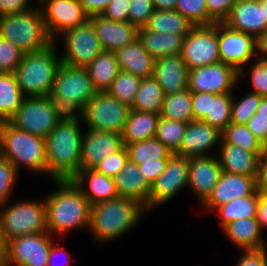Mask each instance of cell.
Returning a JSON list of instances; mask_svg holds the SVG:
<instances>
[{
	"mask_svg": "<svg viewBox=\"0 0 267 266\" xmlns=\"http://www.w3.org/2000/svg\"><path fill=\"white\" fill-rule=\"evenodd\" d=\"M256 114H258V117L267 120V97H262Z\"/></svg>",
	"mask_w": 267,
	"mask_h": 266,
	"instance_id": "obj_65",
	"label": "cell"
},
{
	"mask_svg": "<svg viewBox=\"0 0 267 266\" xmlns=\"http://www.w3.org/2000/svg\"><path fill=\"white\" fill-rule=\"evenodd\" d=\"M71 180L80 188L91 206L118 197L114 178L95 169H81ZM84 184L88 185L87 189Z\"/></svg>",
	"mask_w": 267,
	"mask_h": 266,
	"instance_id": "obj_26",
	"label": "cell"
},
{
	"mask_svg": "<svg viewBox=\"0 0 267 266\" xmlns=\"http://www.w3.org/2000/svg\"><path fill=\"white\" fill-rule=\"evenodd\" d=\"M128 160V152L125 145L117 152L107 155L95 170L103 175L114 178L125 166Z\"/></svg>",
	"mask_w": 267,
	"mask_h": 266,
	"instance_id": "obj_48",
	"label": "cell"
},
{
	"mask_svg": "<svg viewBox=\"0 0 267 266\" xmlns=\"http://www.w3.org/2000/svg\"><path fill=\"white\" fill-rule=\"evenodd\" d=\"M193 120H203L209 112L210 93L192 92Z\"/></svg>",
	"mask_w": 267,
	"mask_h": 266,
	"instance_id": "obj_53",
	"label": "cell"
},
{
	"mask_svg": "<svg viewBox=\"0 0 267 266\" xmlns=\"http://www.w3.org/2000/svg\"><path fill=\"white\" fill-rule=\"evenodd\" d=\"M262 230L267 227V195L258 192V208L256 213Z\"/></svg>",
	"mask_w": 267,
	"mask_h": 266,
	"instance_id": "obj_60",
	"label": "cell"
},
{
	"mask_svg": "<svg viewBox=\"0 0 267 266\" xmlns=\"http://www.w3.org/2000/svg\"><path fill=\"white\" fill-rule=\"evenodd\" d=\"M223 233L233 244L242 250H257L266 248L263 241V230L256 217L242 218L225 225Z\"/></svg>",
	"mask_w": 267,
	"mask_h": 266,
	"instance_id": "obj_28",
	"label": "cell"
},
{
	"mask_svg": "<svg viewBox=\"0 0 267 266\" xmlns=\"http://www.w3.org/2000/svg\"><path fill=\"white\" fill-rule=\"evenodd\" d=\"M38 1V0H37ZM34 8L29 5V0H0V17L17 14Z\"/></svg>",
	"mask_w": 267,
	"mask_h": 266,
	"instance_id": "obj_56",
	"label": "cell"
},
{
	"mask_svg": "<svg viewBox=\"0 0 267 266\" xmlns=\"http://www.w3.org/2000/svg\"><path fill=\"white\" fill-rule=\"evenodd\" d=\"M243 252L236 266H267V248Z\"/></svg>",
	"mask_w": 267,
	"mask_h": 266,
	"instance_id": "obj_55",
	"label": "cell"
},
{
	"mask_svg": "<svg viewBox=\"0 0 267 266\" xmlns=\"http://www.w3.org/2000/svg\"><path fill=\"white\" fill-rule=\"evenodd\" d=\"M257 192V177L222 172L212 194L202 204L214 211L219 206L234 199L252 196Z\"/></svg>",
	"mask_w": 267,
	"mask_h": 266,
	"instance_id": "obj_18",
	"label": "cell"
},
{
	"mask_svg": "<svg viewBox=\"0 0 267 266\" xmlns=\"http://www.w3.org/2000/svg\"><path fill=\"white\" fill-rule=\"evenodd\" d=\"M221 143L237 145L260 156L265 146L245 124L230 123L221 132Z\"/></svg>",
	"mask_w": 267,
	"mask_h": 266,
	"instance_id": "obj_39",
	"label": "cell"
},
{
	"mask_svg": "<svg viewBox=\"0 0 267 266\" xmlns=\"http://www.w3.org/2000/svg\"><path fill=\"white\" fill-rule=\"evenodd\" d=\"M175 10L186 17L194 26L215 24L208 16L206 0H177Z\"/></svg>",
	"mask_w": 267,
	"mask_h": 266,
	"instance_id": "obj_43",
	"label": "cell"
},
{
	"mask_svg": "<svg viewBox=\"0 0 267 266\" xmlns=\"http://www.w3.org/2000/svg\"><path fill=\"white\" fill-rule=\"evenodd\" d=\"M24 97L14 73H0V122L13 116Z\"/></svg>",
	"mask_w": 267,
	"mask_h": 266,
	"instance_id": "obj_35",
	"label": "cell"
},
{
	"mask_svg": "<svg viewBox=\"0 0 267 266\" xmlns=\"http://www.w3.org/2000/svg\"><path fill=\"white\" fill-rule=\"evenodd\" d=\"M51 93L65 98V102L78 104L84 109L97 90L94 88L86 67H74L61 63L55 74Z\"/></svg>",
	"mask_w": 267,
	"mask_h": 266,
	"instance_id": "obj_12",
	"label": "cell"
},
{
	"mask_svg": "<svg viewBox=\"0 0 267 266\" xmlns=\"http://www.w3.org/2000/svg\"><path fill=\"white\" fill-rule=\"evenodd\" d=\"M130 0H111L101 15L111 21L126 22L129 16Z\"/></svg>",
	"mask_w": 267,
	"mask_h": 266,
	"instance_id": "obj_52",
	"label": "cell"
},
{
	"mask_svg": "<svg viewBox=\"0 0 267 266\" xmlns=\"http://www.w3.org/2000/svg\"><path fill=\"white\" fill-rule=\"evenodd\" d=\"M23 55L18 46L0 37V73H14Z\"/></svg>",
	"mask_w": 267,
	"mask_h": 266,
	"instance_id": "obj_47",
	"label": "cell"
},
{
	"mask_svg": "<svg viewBox=\"0 0 267 266\" xmlns=\"http://www.w3.org/2000/svg\"><path fill=\"white\" fill-rule=\"evenodd\" d=\"M232 101L233 92L210 93L209 112L202 121L222 132L230 124Z\"/></svg>",
	"mask_w": 267,
	"mask_h": 266,
	"instance_id": "obj_40",
	"label": "cell"
},
{
	"mask_svg": "<svg viewBox=\"0 0 267 266\" xmlns=\"http://www.w3.org/2000/svg\"><path fill=\"white\" fill-rule=\"evenodd\" d=\"M86 69L97 92L107 91L120 72L115 52L104 50Z\"/></svg>",
	"mask_w": 267,
	"mask_h": 266,
	"instance_id": "obj_32",
	"label": "cell"
},
{
	"mask_svg": "<svg viewBox=\"0 0 267 266\" xmlns=\"http://www.w3.org/2000/svg\"><path fill=\"white\" fill-rule=\"evenodd\" d=\"M145 208L132 199L116 197L91 206L90 235L95 241H112L140 222Z\"/></svg>",
	"mask_w": 267,
	"mask_h": 266,
	"instance_id": "obj_3",
	"label": "cell"
},
{
	"mask_svg": "<svg viewBox=\"0 0 267 266\" xmlns=\"http://www.w3.org/2000/svg\"><path fill=\"white\" fill-rule=\"evenodd\" d=\"M64 39V52L61 63L74 67H87L102 51L92 23H85L61 33Z\"/></svg>",
	"mask_w": 267,
	"mask_h": 266,
	"instance_id": "obj_11",
	"label": "cell"
},
{
	"mask_svg": "<svg viewBox=\"0 0 267 266\" xmlns=\"http://www.w3.org/2000/svg\"><path fill=\"white\" fill-rule=\"evenodd\" d=\"M159 117L160 114L131 109L122 132L124 145L155 138Z\"/></svg>",
	"mask_w": 267,
	"mask_h": 266,
	"instance_id": "obj_31",
	"label": "cell"
},
{
	"mask_svg": "<svg viewBox=\"0 0 267 266\" xmlns=\"http://www.w3.org/2000/svg\"><path fill=\"white\" fill-rule=\"evenodd\" d=\"M87 15H101L111 0H78Z\"/></svg>",
	"mask_w": 267,
	"mask_h": 266,
	"instance_id": "obj_59",
	"label": "cell"
},
{
	"mask_svg": "<svg viewBox=\"0 0 267 266\" xmlns=\"http://www.w3.org/2000/svg\"><path fill=\"white\" fill-rule=\"evenodd\" d=\"M85 133L82 137L81 169H94L107 155L124 146L122 134L89 129Z\"/></svg>",
	"mask_w": 267,
	"mask_h": 266,
	"instance_id": "obj_19",
	"label": "cell"
},
{
	"mask_svg": "<svg viewBox=\"0 0 267 266\" xmlns=\"http://www.w3.org/2000/svg\"><path fill=\"white\" fill-rule=\"evenodd\" d=\"M0 155L17 171L24 166L32 172L47 174L45 138L17 129L8 121L0 122Z\"/></svg>",
	"mask_w": 267,
	"mask_h": 266,
	"instance_id": "obj_4",
	"label": "cell"
},
{
	"mask_svg": "<svg viewBox=\"0 0 267 266\" xmlns=\"http://www.w3.org/2000/svg\"><path fill=\"white\" fill-rule=\"evenodd\" d=\"M131 108L110 95L97 92L83 109V122L92 131L122 134Z\"/></svg>",
	"mask_w": 267,
	"mask_h": 266,
	"instance_id": "obj_8",
	"label": "cell"
},
{
	"mask_svg": "<svg viewBox=\"0 0 267 266\" xmlns=\"http://www.w3.org/2000/svg\"><path fill=\"white\" fill-rule=\"evenodd\" d=\"M153 11L152 0H130L128 21L137 28L145 27Z\"/></svg>",
	"mask_w": 267,
	"mask_h": 266,
	"instance_id": "obj_49",
	"label": "cell"
},
{
	"mask_svg": "<svg viewBox=\"0 0 267 266\" xmlns=\"http://www.w3.org/2000/svg\"><path fill=\"white\" fill-rule=\"evenodd\" d=\"M191 99L192 92L189 89L166 95L160 117L183 123L193 121Z\"/></svg>",
	"mask_w": 267,
	"mask_h": 266,
	"instance_id": "obj_36",
	"label": "cell"
},
{
	"mask_svg": "<svg viewBox=\"0 0 267 266\" xmlns=\"http://www.w3.org/2000/svg\"><path fill=\"white\" fill-rule=\"evenodd\" d=\"M258 208V191L252 195L242 198L234 199L228 203H225L214 211H217L220 215V224L223 228L228 223L242 219L256 217Z\"/></svg>",
	"mask_w": 267,
	"mask_h": 266,
	"instance_id": "obj_37",
	"label": "cell"
},
{
	"mask_svg": "<svg viewBox=\"0 0 267 266\" xmlns=\"http://www.w3.org/2000/svg\"><path fill=\"white\" fill-rule=\"evenodd\" d=\"M8 122L15 128L47 138L58 124L47 96L24 97Z\"/></svg>",
	"mask_w": 267,
	"mask_h": 266,
	"instance_id": "obj_9",
	"label": "cell"
},
{
	"mask_svg": "<svg viewBox=\"0 0 267 266\" xmlns=\"http://www.w3.org/2000/svg\"><path fill=\"white\" fill-rule=\"evenodd\" d=\"M0 37L18 46L24 53L37 52L54 43L39 6L1 16Z\"/></svg>",
	"mask_w": 267,
	"mask_h": 266,
	"instance_id": "obj_6",
	"label": "cell"
},
{
	"mask_svg": "<svg viewBox=\"0 0 267 266\" xmlns=\"http://www.w3.org/2000/svg\"><path fill=\"white\" fill-rule=\"evenodd\" d=\"M104 51L116 52L138 39V28L129 21H111L102 15H93L88 19Z\"/></svg>",
	"mask_w": 267,
	"mask_h": 266,
	"instance_id": "obj_22",
	"label": "cell"
},
{
	"mask_svg": "<svg viewBox=\"0 0 267 266\" xmlns=\"http://www.w3.org/2000/svg\"><path fill=\"white\" fill-rule=\"evenodd\" d=\"M219 163L222 171L258 177L259 156L234 144L220 143Z\"/></svg>",
	"mask_w": 267,
	"mask_h": 266,
	"instance_id": "obj_27",
	"label": "cell"
},
{
	"mask_svg": "<svg viewBox=\"0 0 267 266\" xmlns=\"http://www.w3.org/2000/svg\"><path fill=\"white\" fill-rule=\"evenodd\" d=\"M56 44L54 42L37 52L24 53L14 75L25 97L48 96L51 93L55 74L61 65Z\"/></svg>",
	"mask_w": 267,
	"mask_h": 266,
	"instance_id": "obj_5",
	"label": "cell"
},
{
	"mask_svg": "<svg viewBox=\"0 0 267 266\" xmlns=\"http://www.w3.org/2000/svg\"><path fill=\"white\" fill-rule=\"evenodd\" d=\"M63 253L65 255H67V257H68L67 259L65 258L67 260L65 262H67L66 265L69 266L70 265V263H69L70 262L69 261L70 260V253L67 250H64L63 247H60L59 245H57L56 242L53 241L52 242V246H51V250H50V253H49V257H48L47 266H56L57 263L55 262V256H58V255L63 254Z\"/></svg>",
	"mask_w": 267,
	"mask_h": 266,
	"instance_id": "obj_61",
	"label": "cell"
},
{
	"mask_svg": "<svg viewBox=\"0 0 267 266\" xmlns=\"http://www.w3.org/2000/svg\"><path fill=\"white\" fill-rule=\"evenodd\" d=\"M246 125L262 144L267 146V120L258 117V114L255 113Z\"/></svg>",
	"mask_w": 267,
	"mask_h": 266,
	"instance_id": "obj_57",
	"label": "cell"
},
{
	"mask_svg": "<svg viewBox=\"0 0 267 266\" xmlns=\"http://www.w3.org/2000/svg\"><path fill=\"white\" fill-rule=\"evenodd\" d=\"M18 178L16 167L0 155V206L8 203Z\"/></svg>",
	"mask_w": 267,
	"mask_h": 266,
	"instance_id": "obj_46",
	"label": "cell"
},
{
	"mask_svg": "<svg viewBox=\"0 0 267 266\" xmlns=\"http://www.w3.org/2000/svg\"><path fill=\"white\" fill-rule=\"evenodd\" d=\"M58 190L45 198L47 231L52 236L73 229L89 231L91 205L72 180H52Z\"/></svg>",
	"mask_w": 267,
	"mask_h": 266,
	"instance_id": "obj_1",
	"label": "cell"
},
{
	"mask_svg": "<svg viewBox=\"0 0 267 266\" xmlns=\"http://www.w3.org/2000/svg\"><path fill=\"white\" fill-rule=\"evenodd\" d=\"M218 43L220 61L239 71V80L246 77L244 66L257 57L256 38L218 23Z\"/></svg>",
	"mask_w": 267,
	"mask_h": 266,
	"instance_id": "obj_13",
	"label": "cell"
},
{
	"mask_svg": "<svg viewBox=\"0 0 267 266\" xmlns=\"http://www.w3.org/2000/svg\"><path fill=\"white\" fill-rule=\"evenodd\" d=\"M221 132L202 120L187 123L179 149L174 153L185 158L210 156V148L221 142ZM210 151V152H208Z\"/></svg>",
	"mask_w": 267,
	"mask_h": 266,
	"instance_id": "obj_20",
	"label": "cell"
},
{
	"mask_svg": "<svg viewBox=\"0 0 267 266\" xmlns=\"http://www.w3.org/2000/svg\"><path fill=\"white\" fill-rule=\"evenodd\" d=\"M8 241L5 238L0 221V266H4L7 257Z\"/></svg>",
	"mask_w": 267,
	"mask_h": 266,
	"instance_id": "obj_64",
	"label": "cell"
},
{
	"mask_svg": "<svg viewBox=\"0 0 267 266\" xmlns=\"http://www.w3.org/2000/svg\"><path fill=\"white\" fill-rule=\"evenodd\" d=\"M224 24L257 38L267 30L264 6H261L259 0H235L233 9Z\"/></svg>",
	"mask_w": 267,
	"mask_h": 266,
	"instance_id": "obj_23",
	"label": "cell"
},
{
	"mask_svg": "<svg viewBox=\"0 0 267 266\" xmlns=\"http://www.w3.org/2000/svg\"><path fill=\"white\" fill-rule=\"evenodd\" d=\"M120 71L132 73L140 78L153 75L155 59L144 49L141 42H134L115 52Z\"/></svg>",
	"mask_w": 267,
	"mask_h": 266,
	"instance_id": "obj_29",
	"label": "cell"
},
{
	"mask_svg": "<svg viewBox=\"0 0 267 266\" xmlns=\"http://www.w3.org/2000/svg\"><path fill=\"white\" fill-rule=\"evenodd\" d=\"M181 55L189 70L219 62L218 23L194 26L184 37Z\"/></svg>",
	"mask_w": 267,
	"mask_h": 266,
	"instance_id": "obj_10",
	"label": "cell"
},
{
	"mask_svg": "<svg viewBox=\"0 0 267 266\" xmlns=\"http://www.w3.org/2000/svg\"><path fill=\"white\" fill-rule=\"evenodd\" d=\"M138 40L144 49L154 58L178 55L182 52L183 35L156 33L146 27L138 28Z\"/></svg>",
	"mask_w": 267,
	"mask_h": 266,
	"instance_id": "obj_30",
	"label": "cell"
},
{
	"mask_svg": "<svg viewBox=\"0 0 267 266\" xmlns=\"http://www.w3.org/2000/svg\"><path fill=\"white\" fill-rule=\"evenodd\" d=\"M177 0H152L154 10H175Z\"/></svg>",
	"mask_w": 267,
	"mask_h": 266,
	"instance_id": "obj_63",
	"label": "cell"
},
{
	"mask_svg": "<svg viewBox=\"0 0 267 266\" xmlns=\"http://www.w3.org/2000/svg\"><path fill=\"white\" fill-rule=\"evenodd\" d=\"M142 78L132 73L120 71L107 92L121 103L132 107Z\"/></svg>",
	"mask_w": 267,
	"mask_h": 266,
	"instance_id": "obj_41",
	"label": "cell"
},
{
	"mask_svg": "<svg viewBox=\"0 0 267 266\" xmlns=\"http://www.w3.org/2000/svg\"><path fill=\"white\" fill-rule=\"evenodd\" d=\"M165 96V92L153 76L142 78L131 109L161 114Z\"/></svg>",
	"mask_w": 267,
	"mask_h": 266,
	"instance_id": "obj_34",
	"label": "cell"
},
{
	"mask_svg": "<svg viewBox=\"0 0 267 266\" xmlns=\"http://www.w3.org/2000/svg\"><path fill=\"white\" fill-rule=\"evenodd\" d=\"M53 241L48 231L9 240L4 266H47Z\"/></svg>",
	"mask_w": 267,
	"mask_h": 266,
	"instance_id": "obj_14",
	"label": "cell"
},
{
	"mask_svg": "<svg viewBox=\"0 0 267 266\" xmlns=\"http://www.w3.org/2000/svg\"><path fill=\"white\" fill-rule=\"evenodd\" d=\"M235 0H206L208 16L215 23H224L229 17Z\"/></svg>",
	"mask_w": 267,
	"mask_h": 266,
	"instance_id": "obj_51",
	"label": "cell"
},
{
	"mask_svg": "<svg viewBox=\"0 0 267 266\" xmlns=\"http://www.w3.org/2000/svg\"><path fill=\"white\" fill-rule=\"evenodd\" d=\"M187 123L159 117L155 138L174 154L180 147Z\"/></svg>",
	"mask_w": 267,
	"mask_h": 266,
	"instance_id": "obj_42",
	"label": "cell"
},
{
	"mask_svg": "<svg viewBox=\"0 0 267 266\" xmlns=\"http://www.w3.org/2000/svg\"><path fill=\"white\" fill-rule=\"evenodd\" d=\"M239 82V71L221 61L188 72V89L191 92L213 94L232 92Z\"/></svg>",
	"mask_w": 267,
	"mask_h": 266,
	"instance_id": "obj_16",
	"label": "cell"
},
{
	"mask_svg": "<svg viewBox=\"0 0 267 266\" xmlns=\"http://www.w3.org/2000/svg\"><path fill=\"white\" fill-rule=\"evenodd\" d=\"M188 72L182 55L178 54L155 59L152 76L169 95L188 89Z\"/></svg>",
	"mask_w": 267,
	"mask_h": 266,
	"instance_id": "obj_24",
	"label": "cell"
},
{
	"mask_svg": "<svg viewBox=\"0 0 267 266\" xmlns=\"http://www.w3.org/2000/svg\"><path fill=\"white\" fill-rule=\"evenodd\" d=\"M114 181L119 197L135 200L147 211L151 185L136 163L128 159L124 168L114 177Z\"/></svg>",
	"mask_w": 267,
	"mask_h": 266,
	"instance_id": "obj_25",
	"label": "cell"
},
{
	"mask_svg": "<svg viewBox=\"0 0 267 266\" xmlns=\"http://www.w3.org/2000/svg\"><path fill=\"white\" fill-rule=\"evenodd\" d=\"M0 209L1 226L7 241L18 236L47 231L44 199L19 201L9 206L5 203Z\"/></svg>",
	"mask_w": 267,
	"mask_h": 266,
	"instance_id": "obj_7",
	"label": "cell"
},
{
	"mask_svg": "<svg viewBox=\"0 0 267 266\" xmlns=\"http://www.w3.org/2000/svg\"><path fill=\"white\" fill-rule=\"evenodd\" d=\"M256 55L258 59L267 61V30L256 38Z\"/></svg>",
	"mask_w": 267,
	"mask_h": 266,
	"instance_id": "obj_62",
	"label": "cell"
},
{
	"mask_svg": "<svg viewBox=\"0 0 267 266\" xmlns=\"http://www.w3.org/2000/svg\"><path fill=\"white\" fill-rule=\"evenodd\" d=\"M168 159H155L138 165L140 172L147 182L152 185L157 177L164 171Z\"/></svg>",
	"mask_w": 267,
	"mask_h": 266,
	"instance_id": "obj_54",
	"label": "cell"
},
{
	"mask_svg": "<svg viewBox=\"0 0 267 266\" xmlns=\"http://www.w3.org/2000/svg\"><path fill=\"white\" fill-rule=\"evenodd\" d=\"M222 172L218 157L213 154L189 158L188 187L200 198L201 205L212 194Z\"/></svg>",
	"mask_w": 267,
	"mask_h": 266,
	"instance_id": "obj_21",
	"label": "cell"
},
{
	"mask_svg": "<svg viewBox=\"0 0 267 266\" xmlns=\"http://www.w3.org/2000/svg\"><path fill=\"white\" fill-rule=\"evenodd\" d=\"M80 122H58L46 141L47 177L71 180L81 170Z\"/></svg>",
	"mask_w": 267,
	"mask_h": 266,
	"instance_id": "obj_2",
	"label": "cell"
},
{
	"mask_svg": "<svg viewBox=\"0 0 267 266\" xmlns=\"http://www.w3.org/2000/svg\"><path fill=\"white\" fill-rule=\"evenodd\" d=\"M248 70L251 71V92L267 97V61L257 58Z\"/></svg>",
	"mask_w": 267,
	"mask_h": 266,
	"instance_id": "obj_50",
	"label": "cell"
},
{
	"mask_svg": "<svg viewBox=\"0 0 267 266\" xmlns=\"http://www.w3.org/2000/svg\"><path fill=\"white\" fill-rule=\"evenodd\" d=\"M38 2L41 5L47 31L54 42L64 31L89 19L78 0H38Z\"/></svg>",
	"mask_w": 267,
	"mask_h": 266,
	"instance_id": "obj_17",
	"label": "cell"
},
{
	"mask_svg": "<svg viewBox=\"0 0 267 266\" xmlns=\"http://www.w3.org/2000/svg\"><path fill=\"white\" fill-rule=\"evenodd\" d=\"M189 158L172 154L164 171L151 185L147 211L167 203L180 190L188 186Z\"/></svg>",
	"mask_w": 267,
	"mask_h": 266,
	"instance_id": "obj_15",
	"label": "cell"
},
{
	"mask_svg": "<svg viewBox=\"0 0 267 266\" xmlns=\"http://www.w3.org/2000/svg\"><path fill=\"white\" fill-rule=\"evenodd\" d=\"M257 191L267 195V146H265L263 153L259 156Z\"/></svg>",
	"mask_w": 267,
	"mask_h": 266,
	"instance_id": "obj_58",
	"label": "cell"
},
{
	"mask_svg": "<svg viewBox=\"0 0 267 266\" xmlns=\"http://www.w3.org/2000/svg\"><path fill=\"white\" fill-rule=\"evenodd\" d=\"M261 6H264L265 18H267V1H260Z\"/></svg>",
	"mask_w": 267,
	"mask_h": 266,
	"instance_id": "obj_66",
	"label": "cell"
},
{
	"mask_svg": "<svg viewBox=\"0 0 267 266\" xmlns=\"http://www.w3.org/2000/svg\"><path fill=\"white\" fill-rule=\"evenodd\" d=\"M128 159L137 165L155 159H169L173 154L161 141L151 138L127 144Z\"/></svg>",
	"mask_w": 267,
	"mask_h": 266,
	"instance_id": "obj_38",
	"label": "cell"
},
{
	"mask_svg": "<svg viewBox=\"0 0 267 266\" xmlns=\"http://www.w3.org/2000/svg\"><path fill=\"white\" fill-rule=\"evenodd\" d=\"M145 27L156 33L167 32L185 37L194 25L176 10H154Z\"/></svg>",
	"mask_w": 267,
	"mask_h": 266,
	"instance_id": "obj_33",
	"label": "cell"
},
{
	"mask_svg": "<svg viewBox=\"0 0 267 266\" xmlns=\"http://www.w3.org/2000/svg\"><path fill=\"white\" fill-rule=\"evenodd\" d=\"M261 99L262 96L249 92L240 101H237L233 93L230 123L246 125L248 120L256 113Z\"/></svg>",
	"mask_w": 267,
	"mask_h": 266,
	"instance_id": "obj_44",
	"label": "cell"
},
{
	"mask_svg": "<svg viewBox=\"0 0 267 266\" xmlns=\"http://www.w3.org/2000/svg\"><path fill=\"white\" fill-rule=\"evenodd\" d=\"M47 97L59 122H79L83 120V109L78 104L65 102V98L54 96L52 93Z\"/></svg>",
	"mask_w": 267,
	"mask_h": 266,
	"instance_id": "obj_45",
	"label": "cell"
}]
</instances>
